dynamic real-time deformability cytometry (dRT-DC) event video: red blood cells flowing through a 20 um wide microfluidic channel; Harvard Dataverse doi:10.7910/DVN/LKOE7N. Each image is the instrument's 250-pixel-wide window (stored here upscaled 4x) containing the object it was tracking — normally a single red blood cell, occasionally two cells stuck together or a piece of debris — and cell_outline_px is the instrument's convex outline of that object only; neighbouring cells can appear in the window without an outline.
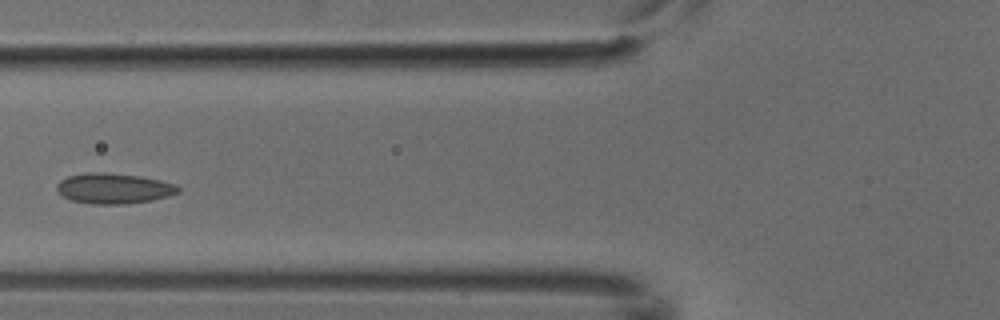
{"species": "common noctule bat (a hibernating species)", "species_latin": "Nyctalus noctula", "temperature_condition": "cold", "stored_images_in_passage": 5, "camera_frame_rate_fps": 3000, "um_per_image_px": 0.085, "animal": {"sex": "male", "body_mass_g": 18.8}, "frame": {"image": 1, "passage_image": 5, "time_ms": 1.333, "image_size_px": [1000, 320], "cell_outline_px": [[180, 192], [168, 196], [152, 200], [124, 204], [92, 204], [72, 200], [64, 196], [56, 188], [56, 184], [60, 180], [68, 176], [88, 172], [104, 172], [140, 176], [160, 180], [176, 184], [180, 188]], "centroid_in_image_um": [9.69, 16.01], "position_along_channel_um": 116.1, "area_um2": 21.5}}